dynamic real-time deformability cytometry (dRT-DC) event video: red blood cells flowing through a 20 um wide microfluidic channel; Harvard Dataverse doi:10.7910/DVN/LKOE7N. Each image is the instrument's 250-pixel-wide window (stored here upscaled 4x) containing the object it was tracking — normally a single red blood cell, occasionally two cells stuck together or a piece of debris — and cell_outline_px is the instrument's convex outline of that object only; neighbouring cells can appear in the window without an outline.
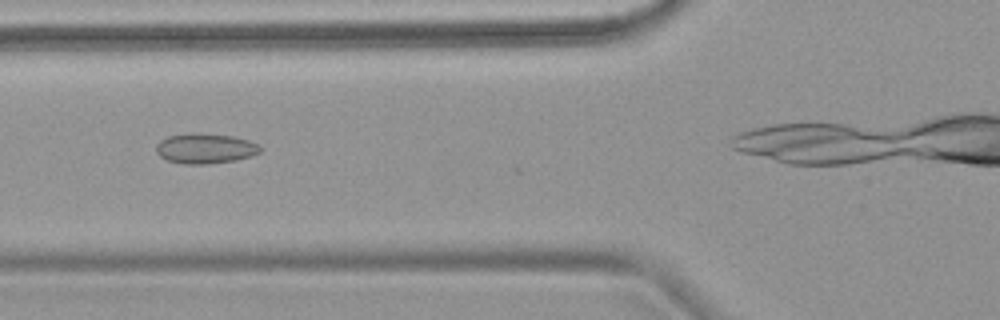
{"species": "common noctule bat (a hibernating species)", "species_latin": "Nyctalus noctula", "temperature_condition": "warm", "stored_images_in_passage": 8, "camera_frame_rate_fps": 3000, "um_per_image_px": 0.085, "animal": {"sex": "female", "body_mass_g": 18.4}, "frame": {"image": 1, "passage_image": 4, "time_ms": 3.667, "image_size_px": [1000, 320], "cell_outline_px": [[260, 152], [252, 156], [236, 160], [208, 164], [184, 164], [168, 160], [160, 156], [156, 152], [156, 144], [160, 140], [168, 136], [188, 132], [196, 132], [232, 136], [248, 140], [260, 144]], "centroid_in_image_um": [17.44, 12.61], "position_along_channel_um": 108.4, "area_um2": 18.5}}